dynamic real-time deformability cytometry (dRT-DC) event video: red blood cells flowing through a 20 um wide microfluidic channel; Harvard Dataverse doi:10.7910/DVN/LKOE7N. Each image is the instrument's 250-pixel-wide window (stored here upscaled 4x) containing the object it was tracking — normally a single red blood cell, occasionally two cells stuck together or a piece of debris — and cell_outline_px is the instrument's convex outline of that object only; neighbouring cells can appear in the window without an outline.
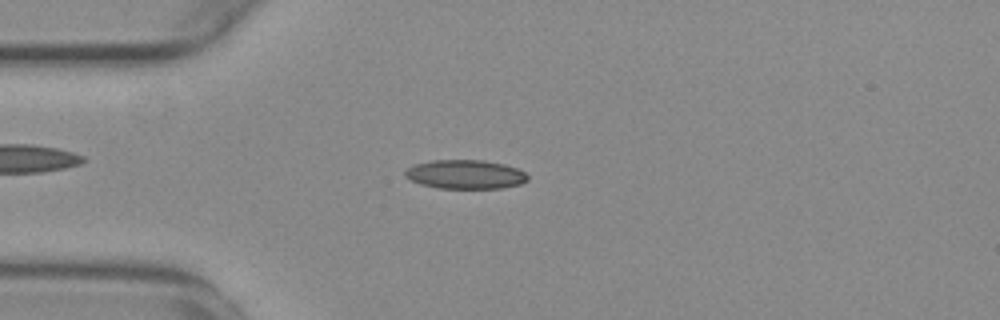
{"species": "common noctule bat (a hibernating species)", "species_latin": "Nyctalus noctula", "temperature_condition": "warm", "stored_images_in_passage": 43, "camera_frame_rate_fps": 3000, "um_per_image_px": 0.085, "animal": {"sex": "female", "body_mass_g": 29.2, "forearm_length_mm": 56.3}, "frame": {"image": 1, "passage_image": 3, "time_ms": 0.667, "image_size_px": [1000, 320], "cell_outline_px": [[528, 180], [520, 184], [500, 188], [436, 188], [420, 184], [404, 176], [404, 172], [408, 168], [416, 164], [432, 160], [484, 160], [504, 164], [516, 168], [524, 172], [528, 176]], "centroid_in_image_um": [39.55, 14.82], "position_along_channel_um": 45.5, "area_um2": 20.63}}
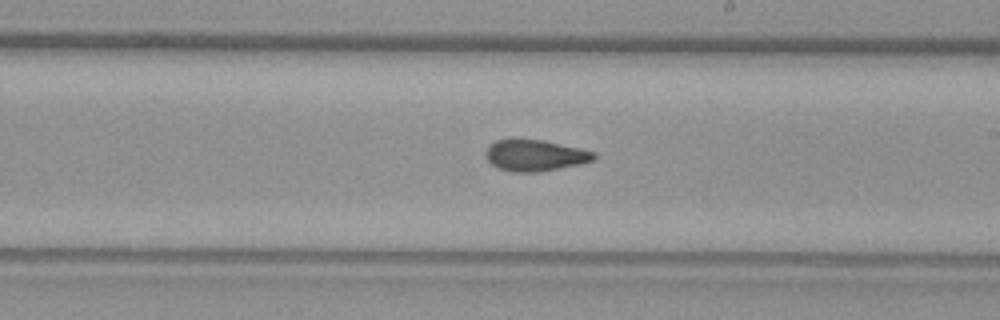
{"frame": {"image": 2, "passage_image": 20, "time_ms": 6.333, "image_size_px": [1000, 320], "cell_outline_px": [[596, 156], [592, 160], [580, 164], [536, 172], [512, 172], [496, 168], [484, 156], [484, 152], [496, 140], [544, 140], [580, 148], [596, 152]], "centroid_in_image_um": [45.47, 13.22], "position_along_channel_um": 243.5, "area_um2": 19.54}}
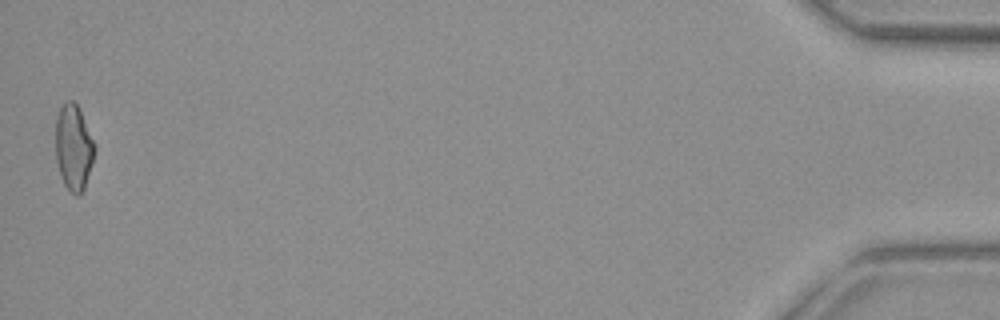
{"frame": {"image": 3, "passage_image": 43, "time_ms": 14.0, "image_size_px": [1000, 320], "cell_outline_px": [[96, 148], [84, 188], [80, 196], [76, 196], [64, 184], [60, 176], [56, 160], [56, 116], [64, 100], [72, 100], [76, 104], [96, 144]], "centroid_in_image_um": [6.25, 12.52], "position_along_channel_um": 429.0, "area_um2": 19.42}, "authors_computed_cell_mechanics": {"area_um2": 19.7098, "velocity_mm_per_s": 3.7673, "shape_relaxation_time_tau1_ms": null, "shape_relaxation_time_tau2_ms": 1.5945, "deformation_change_tau1": null, "deformation_change_tau2": 0.0751}}